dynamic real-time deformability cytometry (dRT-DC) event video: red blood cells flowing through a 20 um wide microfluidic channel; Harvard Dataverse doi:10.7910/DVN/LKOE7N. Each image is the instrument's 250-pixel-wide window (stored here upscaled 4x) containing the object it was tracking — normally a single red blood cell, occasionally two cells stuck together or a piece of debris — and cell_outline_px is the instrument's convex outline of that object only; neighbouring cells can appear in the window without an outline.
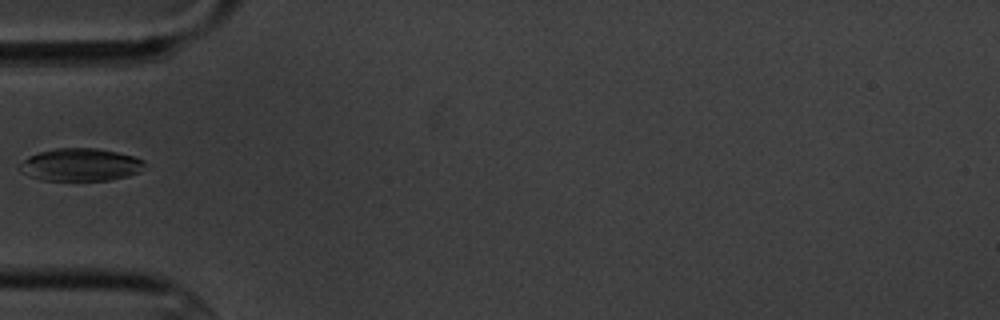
{"species": "common noctule bat (a hibernating species)", "species_latin": "Nyctalus noctula", "temperature_condition": "cold", "stored_images_in_passage": 3, "camera_frame_rate_fps": 3000, "um_per_image_px": 0.085, "animal": {"sex": "male", "body_mass_g": 20.1, "forearm_length_mm": 53.5}, "frame": {"image": 1, "passage_image": 3, "time_ms": 2.333, "image_size_px": [1000, 320], "cell_outline_px": [[144, 164], [140, 172], [128, 176], [108, 180], [44, 180], [28, 176], [20, 172], [20, 164], [28, 156], [40, 152], [56, 148], [96, 148], [116, 152], [132, 156], [144, 160]], "centroid_in_image_um": [6.82, 14.0], "position_along_channel_um": 78.2, "area_um2": 23.64}}